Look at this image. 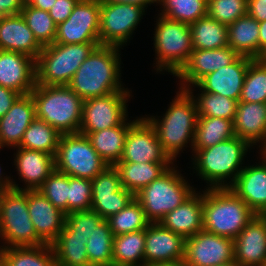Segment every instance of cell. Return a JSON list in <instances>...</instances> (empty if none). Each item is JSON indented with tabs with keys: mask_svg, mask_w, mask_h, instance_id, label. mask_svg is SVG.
I'll list each match as a JSON object with an SVG mask.
<instances>
[{
	"mask_svg": "<svg viewBox=\"0 0 266 266\" xmlns=\"http://www.w3.org/2000/svg\"><path fill=\"white\" fill-rule=\"evenodd\" d=\"M119 52L120 47L97 46L76 70L68 86L82 100L129 90L121 81Z\"/></svg>",
	"mask_w": 266,
	"mask_h": 266,
	"instance_id": "obj_1",
	"label": "cell"
},
{
	"mask_svg": "<svg viewBox=\"0 0 266 266\" xmlns=\"http://www.w3.org/2000/svg\"><path fill=\"white\" fill-rule=\"evenodd\" d=\"M170 102L166 113L159 119L156 116L144 117L154 128L163 150L175 161L180 151L190 143L192 149L197 124V107L194 98L179 89Z\"/></svg>",
	"mask_w": 266,
	"mask_h": 266,
	"instance_id": "obj_2",
	"label": "cell"
},
{
	"mask_svg": "<svg viewBox=\"0 0 266 266\" xmlns=\"http://www.w3.org/2000/svg\"><path fill=\"white\" fill-rule=\"evenodd\" d=\"M251 147L247 141L232 137L194 152L193 168L209 184L207 188H229L243 169L244 157Z\"/></svg>",
	"mask_w": 266,
	"mask_h": 266,
	"instance_id": "obj_3",
	"label": "cell"
},
{
	"mask_svg": "<svg viewBox=\"0 0 266 266\" xmlns=\"http://www.w3.org/2000/svg\"><path fill=\"white\" fill-rule=\"evenodd\" d=\"M205 189L203 230L234 240L256 214L229 188Z\"/></svg>",
	"mask_w": 266,
	"mask_h": 266,
	"instance_id": "obj_4",
	"label": "cell"
},
{
	"mask_svg": "<svg viewBox=\"0 0 266 266\" xmlns=\"http://www.w3.org/2000/svg\"><path fill=\"white\" fill-rule=\"evenodd\" d=\"M36 106V118L61 134L79 133L83 100L68 85L35 84L30 92Z\"/></svg>",
	"mask_w": 266,
	"mask_h": 266,
	"instance_id": "obj_5",
	"label": "cell"
},
{
	"mask_svg": "<svg viewBox=\"0 0 266 266\" xmlns=\"http://www.w3.org/2000/svg\"><path fill=\"white\" fill-rule=\"evenodd\" d=\"M100 43L59 44L43 47L35 59V83L69 85L76 70Z\"/></svg>",
	"mask_w": 266,
	"mask_h": 266,
	"instance_id": "obj_6",
	"label": "cell"
},
{
	"mask_svg": "<svg viewBox=\"0 0 266 266\" xmlns=\"http://www.w3.org/2000/svg\"><path fill=\"white\" fill-rule=\"evenodd\" d=\"M173 166L135 195L150 223H159L196 191Z\"/></svg>",
	"mask_w": 266,
	"mask_h": 266,
	"instance_id": "obj_7",
	"label": "cell"
},
{
	"mask_svg": "<svg viewBox=\"0 0 266 266\" xmlns=\"http://www.w3.org/2000/svg\"><path fill=\"white\" fill-rule=\"evenodd\" d=\"M0 248L39 246L45 243L37 236L30 218L27 190L10 189L0 193Z\"/></svg>",
	"mask_w": 266,
	"mask_h": 266,
	"instance_id": "obj_8",
	"label": "cell"
},
{
	"mask_svg": "<svg viewBox=\"0 0 266 266\" xmlns=\"http://www.w3.org/2000/svg\"><path fill=\"white\" fill-rule=\"evenodd\" d=\"M157 18L153 34L156 71H168L175 76L193 51L190 25L161 15Z\"/></svg>",
	"mask_w": 266,
	"mask_h": 266,
	"instance_id": "obj_9",
	"label": "cell"
},
{
	"mask_svg": "<svg viewBox=\"0 0 266 266\" xmlns=\"http://www.w3.org/2000/svg\"><path fill=\"white\" fill-rule=\"evenodd\" d=\"M106 167L108 165L85 135L62 134L55 156L56 170L71 177L92 180Z\"/></svg>",
	"mask_w": 266,
	"mask_h": 266,
	"instance_id": "obj_10",
	"label": "cell"
},
{
	"mask_svg": "<svg viewBox=\"0 0 266 266\" xmlns=\"http://www.w3.org/2000/svg\"><path fill=\"white\" fill-rule=\"evenodd\" d=\"M143 15L145 9L141 6L100 2V45L122 48L132 37Z\"/></svg>",
	"mask_w": 266,
	"mask_h": 266,
	"instance_id": "obj_11",
	"label": "cell"
},
{
	"mask_svg": "<svg viewBox=\"0 0 266 266\" xmlns=\"http://www.w3.org/2000/svg\"><path fill=\"white\" fill-rule=\"evenodd\" d=\"M129 90L83 100L79 133H93L121 125L128 118Z\"/></svg>",
	"mask_w": 266,
	"mask_h": 266,
	"instance_id": "obj_12",
	"label": "cell"
},
{
	"mask_svg": "<svg viewBox=\"0 0 266 266\" xmlns=\"http://www.w3.org/2000/svg\"><path fill=\"white\" fill-rule=\"evenodd\" d=\"M100 0H79L70 16L57 25L54 43H100Z\"/></svg>",
	"mask_w": 266,
	"mask_h": 266,
	"instance_id": "obj_13",
	"label": "cell"
},
{
	"mask_svg": "<svg viewBox=\"0 0 266 266\" xmlns=\"http://www.w3.org/2000/svg\"><path fill=\"white\" fill-rule=\"evenodd\" d=\"M234 260V240L205 230L185 239L184 266H219Z\"/></svg>",
	"mask_w": 266,
	"mask_h": 266,
	"instance_id": "obj_14",
	"label": "cell"
},
{
	"mask_svg": "<svg viewBox=\"0 0 266 266\" xmlns=\"http://www.w3.org/2000/svg\"><path fill=\"white\" fill-rule=\"evenodd\" d=\"M120 162L174 163L144 117L138 118L129 128Z\"/></svg>",
	"mask_w": 266,
	"mask_h": 266,
	"instance_id": "obj_15",
	"label": "cell"
},
{
	"mask_svg": "<svg viewBox=\"0 0 266 266\" xmlns=\"http://www.w3.org/2000/svg\"><path fill=\"white\" fill-rule=\"evenodd\" d=\"M92 181L91 209L105 220L124 209L135 195L122 187L114 166L106 167Z\"/></svg>",
	"mask_w": 266,
	"mask_h": 266,
	"instance_id": "obj_16",
	"label": "cell"
},
{
	"mask_svg": "<svg viewBox=\"0 0 266 266\" xmlns=\"http://www.w3.org/2000/svg\"><path fill=\"white\" fill-rule=\"evenodd\" d=\"M185 238L164 228L160 223H150L145 229L144 266L183 262Z\"/></svg>",
	"mask_w": 266,
	"mask_h": 266,
	"instance_id": "obj_17",
	"label": "cell"
},
{
	"mask_svg": "<svg viewBox=\"0 0 266 266\" xmlns=\"http://www.w3.org/2000/svg\"><path fill=\"white\" fill-rule=\"evenodd\" d=\"M240 55L231 47L218 49H193L185 65L175 75L180 79V88L186 90L196 85L203 77L233 63Z\"/></svg>",
	"mask_w": 266,
	"mask_h": 266,
	"instance_id": "obj_18",
	"label": "cell"
},
{
	"mask_svg": "<svg viewBox=\"0 0 266 266\" xmlns=\"http://www.w3.org/2000/svg\"><path fill=\"white\" fill-rule=\"evenodd\" d=\"M253 58L240 55L233 63L203 77L196 85L203 92L226 96L239 102L249 63Z\"/></svg>",
	"mask_w": 266,
	"mask_h": 266,
	"instance_id": "obj_19",
	"label": "cell"
},
{
	"mask_svg": "<svg viewBox=\"0 0 266 266\" xmlns=\"http://www.w3.org/2000/svg\"><path fill=\"white\" fill-rule=\"evenodd\" d=\"M27 204L37 236L51 245L64 228L66 214L38 190H27Z\"/></svg>",
	"mask_w": 266,
	"mask_h": 266,
	"instance_id": "obj_20",
	"label": "cell"
},
{
	"mask_svg": "<svg viewBox=\"0 0 266 266\" xmlns=\"http://www.w3.org/2000/svg\"><path fill=\"white\" fill-rule=\"evenodd\" d=\"M261 162L244 166L229 187L258 215L266 214V156L261 152Z\"/></svg>",
	"mask_w": 266,
	"mask_h": 266,
	"instance_id": "obj_21",
	"label": "cell"
},
{
	"mask_svg": "<svg viewBox=\"0 0 266 266\" xmlns=\"http://www.w3.org/2000/svg\"><path fill=\"white\" fill-rule=\"evenodd\" d=\"M234 260L244 266L266 263V215L256 216L234 239Z\"/></svg>",
	"mask_w": 266,
	"mask_h": 266,
	"instance_id": "obj_22",
	"label": "cell"
},
{
	"mask_svg": "<svg viewBox=\"0 0 266 266\" xmlns=\"http://www.w3.org/2000/svg\"><path fill=\"white\" fill-rule=\"evenodd\" d=\"M35 84V60L32 57L0 50V86L25 95L34 89Z\"/></svg>",
	"mask_w": 266,
	"mask_h": 266,
	"instance_id": "obj_23",
	"label": "cell"
},
{
	"mask_svg": "<svg viewBox=\"0 0 266 266\" xmlns=\"http://www.w3.org/2000/svg\"><path fill=\"white\" fill-rule=\"evenodd\" d=\"M36 119L31 94L20 95L9 111L0 118V147H18L28 126Z\"/></svg>",
	"mask_w": 266,
	"mask_h": 266,
	"instance_id": "obj_24",
	"label": "cell"
},
{
	"mask_svg": "<svg viewBox=\"0 0 266 266\" xmlns=\"http://www.w3.org/2000/svg\"><path fill=\"white\" fill-rule=\"evenodd\" d=\"M14 165L25 187L13 185L15 190H37L55 170V156L43 151L15 147Z\"/></svg>",
	"mask_w": 266,
	"mask_h": 266,
	"instance_id": "obj_25",
	"label": "cell"
},
{
	"mask_svg": "<svg viewBox=\"0 0 266 266\" xmlns=\"http://www.w3.org/2000/svg\"><path fill=\"white\" fill-rule=\"evenodd\" d=\"M42 49L21 13L0 19V50L19 52L35 60Z\"/></svg>",
	"mask_w": 266,
	"mask_h": 266,
	"instance_id": "obj_26",
	"label": "cell"
},
{
	"mask_svg": "<svg viewBox=\"0 0 266 266\" xmlns=\"http://www.w3.org/2000/svg\"><path fill=\"white\" fill-rule=\"evenodd\" d=\"M233 124L236 137L252 147L262 144L260 152L266 147V103L238 102Z\"/></svg>",
	"mask_w": 266,
	"mask_h": 266,
	"instance_id": "obj_27",
	"label": "cell"
},
{
	"mask_svg": "<svg viewBox=\"0 0 266 266\" xmlns=\"http://www.w3.org/2000/svg\"><path fill=\"white\" fill-rule=\"evenodd\" d=\"M196 192L167 213L159 223L185 239L203 230V194Z\"/></svg>",
	"mask_w": 266,
	"mask_h": 266,
	"instance_id": "obj_28",
	"label": "cell"
},
{
	"mask_svg": "<svg viewBox=\"0 0 266 266\" xmlns=\"http://www.w3.org/2000/svg\"><path fill=\"white\" fill-rule=\"evenodd\" d=\"M126 119L121 125L93 133H80L85 135L93 149L106 162L108 166H114L120 162L129 128L138 120ZM127 121V122H126Z\"/></svg>",
	"mask_w": 266,
	"mask_h": 266,
	"instance_id": "obj_29",
	"label": "cell"
},
{
	"mask_svg": "<svg viewBox=\"0 0 266 266\" xmlns=\"http://www.w3.org/2000/svg\"><path fill=\"white\" fill-rule=\"evenodd\" d=\"M174 163L118 162L114 165L122 187L136 195L142 188L164 174Z\"/></svg>",
	"mask_w": 266,
	"mask_h": 266,
	"instance_id": "obj_30",
	"label": "cell"
},
{
	"mask_svg": "<svg viewBox=\"0 0 266 266\" xmlns=\"http://www.w3.org/2000/svg\"><path fill=\"white\" fill-rule=\"evenodd\" d=\"M228 46L239 55L259 58V22L246 14L227 26Z\"/></svg>",
	"mask_w": 266,
	"mask_h": 266,
	"instance_id": "obj_31",
	"label": "cell"
},
{
	"mask_svg": "<svg viewBox=\"0 0 266 266\" xmlns=\"http://www.w3.org/2000/svg\"><path fill=\"white\" fill-rule=\"evenodd\" d=\"M87 238L75 235L66 224L55 241L51 244L56 266H90L86 243Z\"/></svg>",
	"mask_w": 266,
	"mask_h": 266,
	"instance_id": "obj_32",
	"label": "cell"
},
{
	"mask_svg": "<svg viewBox=\"0 0 266 266\" xmlns=\"http://www.w3.org/2000/svg\"><path fill=\"white\" fill-rule=\"evenodd\" d=\"M235 137L232 120L220 117L198 116L192 152L212 147Z\"/></svg>",
	"mask_w": 266,
	"mask_h": 266,
	"instance_id": "obj_33",
	"label": "cell"
},
{
	"mask_svg": "<svg viewBox=\"0 0 266 266\" xmlns=\"http://www.w3.org/2000/svg\"><path fill=\"white\" fill-rule=\"evenodd\" d=\"M113 266H144L145 229L113 237Z\"/></svg>",
	"mask_w": 266,
	"mask_h": 266,
	"instance_id": "obj_34",
	"label": "cell"
},
{
	"mask_svg": "<svg viewBox=\"0 0 266 266\" xmlns=\"http://www.w3.org/2000/svg\"><path fill=\"white\" fill-rule=\"evenodd\" d=\"M3 266H56L51 245L0 248Z\"/></svg>",
	"mask_w": 266,
	"mask_h": 266,
	"instance_id": "obj_35",
	"label": "cell"
},
{
	"mask_svg": "<svg viewBox=\"0 0 266 266\" xmlns=\"http://www.w3.org/2000/svg\"><path fill=\"white\" fill-rule=\"evenodd\" d=\"M193 49L207 50L228 46L227 26L206 15L190 24Z\"/></svg>",
	"mask_w": 266,
	"mask_h": 266,
	"instance_id": "obj_36",
	"label": "cell"
},
{
	"mask_svg": "<svg viewBox=\"0 0 266 266\" xmlns=\"http://www.w3.org/2000/svg\"><path fill=\"white\" fill-rule=\"evenodd\" d=\"M62 134L43 120L36 118L27 128L18 147L43 151L56 156Z\"/></svg>",
	"mask_w": 266,
	"mask_h": 266,
	"instance_id": "obj_37",
	"label": "cell"
},
{
	"mask_svg": "<svg viewBox=\"0 0 266 266\" xmlns=\"http://www.w3.org/2000/svg\"><path fill=\"white\" fill-rule=\"evenodd\" d=\"M113 234L107 220H103L86 243L90 266H113Z\"/></svg>",
	"mask_w": 266,
	"mask_h": 266,
	"instance_id": "obj_38",
	"label": "cell"
},
{
	"mask_svg": "<svg viewBox=\"0 0 266 266\" xmlns=\"http://www.w3.org/2000/svg\"><path fill=\"white\" fill-rule=\"evenodd\" d=\"M186 91L195 98L198 116L220 117L234 121L237 111L238 101L226 96L211 94L200 91L198 97L193 95V89Z\"/></svg>",
	"mask_w": 266,
	"mask_h": 266,
	"instance_id": "obj_39",
	"label": "cell"
},
{
	"mask_svg": "<svg viewBox=\"0 0 266 266\" xmlns=\"http://www.w3.org/2000/svg\"><path fill=\"white\" fill-rule=\"evenodd\" d=\"M161 13L168 19L191 24L207 15L208 0H157Z\"/></svg>",
	"mask_w": 266,
	"mask_h": 266,
	"instance_id": "obj_40",
	"label": "cell"
},
{
	"mask_svg": "<svg viewBox=\"0 0 266 266\" xmlns=\"http://www.w3.org/2000/svg\"><path fill=\"white\" fill-rule=\"evenodd\" d=\"M107 221L113 236L146 229L150 224L142 206L135 198Z\"/></svg>",
	"mask_w": 266,
	"mask_h": 266,
	"instance_id": "obj_41",
	"label": "cell"
},
{
	"mask_svg": "<svg viewBox=\"0 0 266 266\" xmlns=\"http://www.w3.org/2000/svg\"><path fill=\"white\" fill-rule=\"evenodd\" d=\"M26 24L33 32L37 42L45 47L55 41L57 25L49 15L48 11L24 5L21 11Z\"/></svg>",
	"mask_w": 266,
	"mask_h": 266,
	"instance_id": "obj_42",
	"label": "cell"
},
{
	"mask_svg": "<svg viewBox=\"0 0 266 266\" xmlns=\"http://www.w3.org/2000/svg\"><path fill=\"white\" fill-rule=\"evenodd\" d=\"M239 102L266 103V64L259 59L249 63Z\"/></svg>",
	"mask_w": 266,
	"mask_h": 266,
	"instance_id": "obj_43",
	"label": "cell"
},
{
	"mask_svg": "<svg viewBox=\"0 0 266 266\" xmlns=\"http://www.w3.org/2000/svg\"><path fill=\"white\" fill-rule=\"evenodd\" d=\"M56 208L68 214L69 176L54 170L37 189Z\"/></svg>",
	"mask_w": 266,
	"mask_h": 266,
	"instance_id": "obj_44",
	"label": "cell"
},
{
	"mask_svg": "<svg viewBox=\"0 0 266 266\" xmlns=\"http://www.w3.org/2000/svg\"><path fill=\"white\" fill-rule=\"evenodd\" d=\"M248 0H208L207 15L226 26L247 14Z\"/></svg>",
	"mask_w": 266,
	"mask_h": 266,
	"instance_id": "obj_45",
	"label": "cell"
},
{
	"mask_svg": "<svg viewBox=\"0 0 266 266\" xmlns=\"http://www.w3.org/2000/svg\"><path fill=\"white\" fill-rule=\"evenodd\" d=\"M92 181L69 176L68 214L74 211L90 210Z\"/></svg>",
	"mask_w": 266,
	"mask_h": 266,
	"instance_id": "obj_46",
	"label": "cell"
},
{
	"mask_svg": "<svg viewBox=\"0 0 266 266\" xmlns=\"http://www.w3.org/2000/svg\"><path fill=\"white\" fill-rule=\"evenodd\" d=\"M103 220L101 215L92 209L74 211L65 215V224L75 232V235L87 239Z\"/></svg>",
	"mask_w": 266,
	"mask_h": 266,
	"instance_id": "obj_47",
	"label": "cell"
},
{
	"mask_svg": "<svg viewBox=\"0 0 266 266\" xmlns=\"http://www.w3.org/2000/svg\"><path fill=\"white\" fill-rule=\"evenodd\" d=\"M79 0H56L48 11L56 25L64 22L72 13L74 6Z\"/></svg>",
	"mask_w": 266,
	"mask_h": 266,
	"instance_id": "obj_48",
	"label": "cell"
},
{
	"mask_svg": "<svg viewBox=\"0 0 266 266\" xmlns=\"http://www.w3.org/2000/svg\"><path fill=\"white\" fill-rule=\"evenodd\" d=\"M20 95V93L14 90L0 86V118L9 111Z\"/></svg>",
	"mask_w": 266,
	"mask_h": 266,
	"instance_id": "obj_49",
	"label": "cell"
},
{
	"mask_svg": "<svg viewBox=\"0 0 266 266\" xmlns=\"http://www.w3.org/2000/svg\"><path fill=\"white\" fill-rule=\"evenodd\" d=\"M247 14L258 22L266 21V0H248Z\"/></svg>",
	"mask_w": 266,
	"mask_h": 266,
	"instance_id": "obj_50",
	"label": "cell"
},
{
	"mask_svg": "<svg viewBox=\"0 0 266 266\" xmlns=\"http://www.w3.org/2000/svg\"><path fill=\"white\" fill-rule=\"evenodd\" d=\"M21 0H0L2 16L20 14L23 8Z\"/></svg>",
	"mask_w": 266,
	"mask_h": 266,
	"instance_id": "obj_51",
	"label": "cell"
},
{
	"mask_svg": "<svg viewBox=\"0 0 266 266\" xmlns=\"http://www.w3.org/2000/svg\"><path fill=\"white\" fill-rule=\"evenodd\" d=\"M100 2H106V3H117V4H132L136 6H141L144 9H147L148 4H154L157 3V0H100Z\"/></svg>",
	"mask_w": 266,
	"mask_h": 266,
	"instance_id": "obj_52",
	"label": "cell"
},
{
	"mask_svg": "<svg viewBox=\"0 0 266 266\" xmlns=\"http://www.w3.org/2000/svg\"><path fill=\"white\" fill-rule=\"evenodd\" d=\"M266 48V21L259 22V57Z\"/></svg>",
	"mask_w": 266,
	"mask_h": 266,
	"instance_id": "obj_53",
	"label": "cell"
},
{
	"mask_svg": "<svg viewBox=\"0 0 266 266\" xmlns=\"http://www.w3.org/2000/svg\"><path fill=\"white\" fill-rule=\"evenodd\" d=\"M1 167H0V193L13 189V185H16V182L13 181V179L10 178V176H3L1 173ZM4 177V178H3Z\"/></svg>",
	"mask_w": 266,
	"mask_h": 266,
	"instance_id": "obj_54",
	"label": "cell"
},
{
	"mask_svg": "<svg viewBox=\"0 0 266 266\" xmlns=\"http://www.w3.org/2000/svg\"><path fill=\"white\" fill-rule=\"evenodd\" d=\"M56 0H33L30 6L44 11H49Z\"/></svg>",
	"mask_w": 266,
	"mask_h": 266,
	"instance_id": "obj_55",
	"label": "cell"
},
{
	"mask_svg": "<svg viewBox=\"0 0 266 266\" xmlns=\"http://www.w3.org/2000/svg\"><path fill=\"white\" fill-rule=\"evenodd\" d=\"M145 266H184L183 262L171 263V264H149Z\"/></svg>",
	"mask_w": 266,
	"mask_h": 266,
	"instance_id": "obj_56",
	"label": "cell"
},
{
	"mask_svg": "<svg viewBox=\"0 0 266 266\" xmlns=\"http://www.w3.org/2000/svg\"><path fill=\"white\" fill-rule=\"evenodd\" d=\"M219 266H244V265H242L239 262L233 260L232 262H229V263H226V264H223V265H219Z\"/></svg>",
	"mask_w": 266,
	"mask_h": 266,
	"instance_id": "obj_57",
	"label": "cell"
},
{
	"mask_svg": "<svg viewBox=\"0 0 266 266\" xmlns=\"http://www.w3.org/2000/svg\"><path fill=\"white\" fill-rule=\"evenodd\" d=\"M258 59L266 64V48L263 50L261 56Z\"/></svg>",
	"mask_w": 266,
	"mask_h": 266,
	"instance_id": "obj_58",
	"label": "cell"
},
{
	"mask_svg": "<svg viewBox=\"0 0 266 266\" xmlns=\"http://www.w3.org/2000/svg\"><path fill=\"white\" fill-rule=\"evenodd\" d=\"M33 0H21L23 5H30Z\"/></svg>",
	"mask_w": 266,
	"mask_h": 266,
	"instance_id": "obj_59",
	"label": "cell"
},
{
	"mask_svg": "<svg viewBox=\"0 0 266 266\" xmlns=\"http://www.w3.org/2000/svg\"><path fill=\"white\" fill-rule=\"evenodd\" d=\"M261 152L266 156V147Z\"/></svg>",
	"mask_w": 266,
	"mask_h": 266,
	"instance_id": "obj_60",
	"label": "cell"
}]
</instances>
